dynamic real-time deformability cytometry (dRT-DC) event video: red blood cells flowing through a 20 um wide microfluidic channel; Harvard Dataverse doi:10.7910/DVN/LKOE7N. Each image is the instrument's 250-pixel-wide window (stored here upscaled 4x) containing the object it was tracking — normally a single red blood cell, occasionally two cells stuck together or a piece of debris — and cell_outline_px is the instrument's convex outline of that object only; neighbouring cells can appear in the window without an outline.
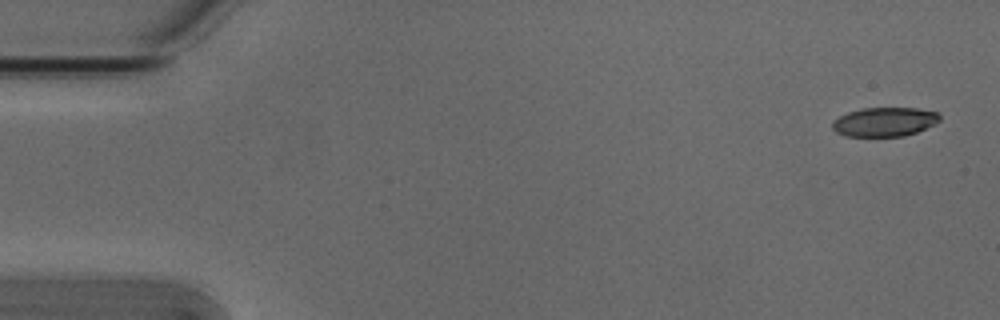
{"species": "Egyptian fruit bat (a non-hibernating species)", "species_latin": "Rousettus aegyptiacus", "temperature_condition": "cold", "stored_images_in_passage": 9, "camera_frame_rate_fps": 3000, "um_per_image_px": 0.085, "animal": {"sex": "male"}, "frame": {"image": 1, "passage_image": 1, "time_ms": 0.0, "image_size_px": [1000, 320], "cell_outline_px": [[940, 120], [916, 132], [904, 136], [844, 136], [836, 132], [832, 128], [832, 120], [848, 112], [864, 108], [916, 108], [936, 112], [940, 116]], "centroid_in_image_um": [75.13, 10.36], "position_along_channel_um": 9.9, "area_um2": 18.03}}
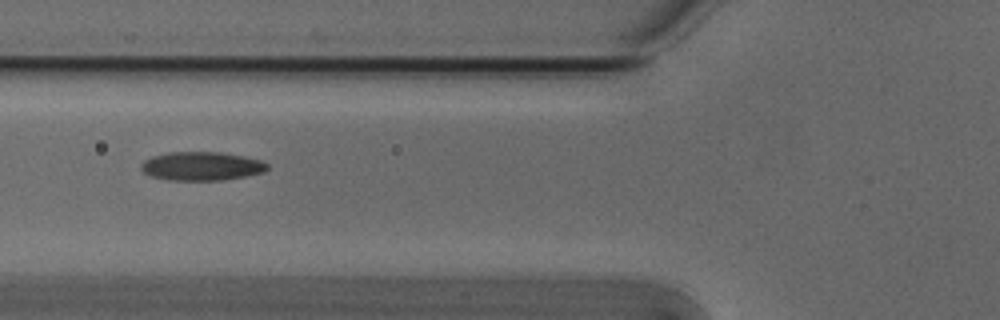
{"frame": {"image": 2, "passage_image": 6, "time_ms": 1.667, "image_size_px": [1000, 320], "cell_outline_px": [[268, 168], [264, 172], [224, 180], [168, 180], [152, 176], [144, 172], [140, 168], [140, 164], [144, 160], [152, 156], [168, 152], [220, 152], [244, 156], [260, 160], [268, 164]], "centroid_in_image_um": [17.12, 14.12], "position_along_channel_um": 108.7, "area_um2": 21.1}}
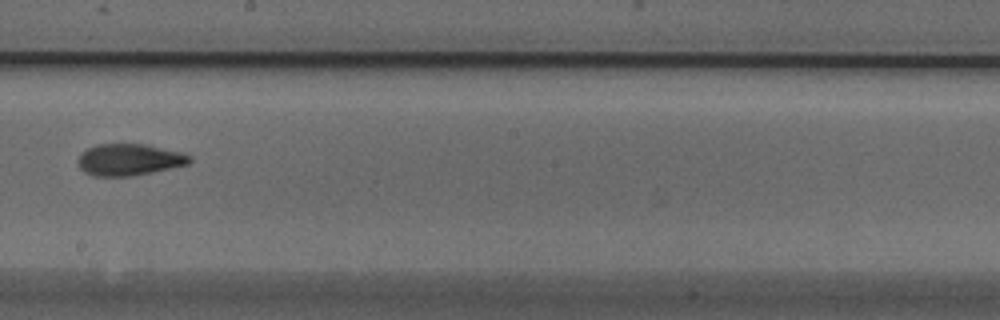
{"frame": {"image": 3, "passage_image": 9, "time_ms": 2.667, "image_size_px": [1000, 320], "cell_outline_px": [[192, 160], [188, 164], [152, 172], [128, 176], [92, 176], [84, 172], [80, 168], [80, 152], [96, 144], [144, 144], [180, 152], [192, 156]], "centroid_in_image_um": [10.98, 13.57], "position_along_channel_um": 237.2, "area_um2": 20.4}}